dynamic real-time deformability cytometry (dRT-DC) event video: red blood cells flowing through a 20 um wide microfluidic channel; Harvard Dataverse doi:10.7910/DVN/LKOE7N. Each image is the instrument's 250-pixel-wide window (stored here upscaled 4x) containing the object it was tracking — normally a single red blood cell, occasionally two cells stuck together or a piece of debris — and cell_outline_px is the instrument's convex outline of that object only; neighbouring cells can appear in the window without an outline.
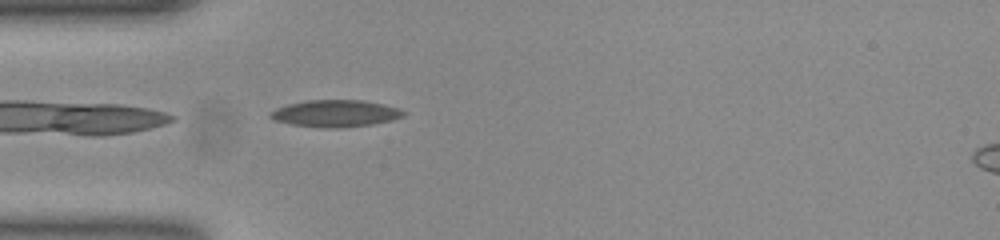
{"species": "common noctule bat (a hibernating species)", "species_latin": "Nyctalus noctula", "temperature_condition": "room temperature", "stored_images_in_passage": 38, "camera_frame_rate_fps": 3000, "um_per_image_px": 0.085, "animal": {"sex": "female", "body_mass_g": 23.0, "forearm_length_mm": 53.4}, "frame": {"image": 1, "passage_image": 1, "time_ms": 0.0, "image_size_px": [1000, 240], "cell_outline_px": [[408, 112], [404, 116], [392, 120], [372, 124], [336, 128], [328, 128], [292, 124], [276, 120], [268, 116], [268, 112], [276, 108], [288, 104], [308, 100], [364, 100], [384, 104], [400, 108]], "centroid_in_image_um": [28.55, 9.63], "position_along_channel_um": 56.4, "area_um2": 20.92}}
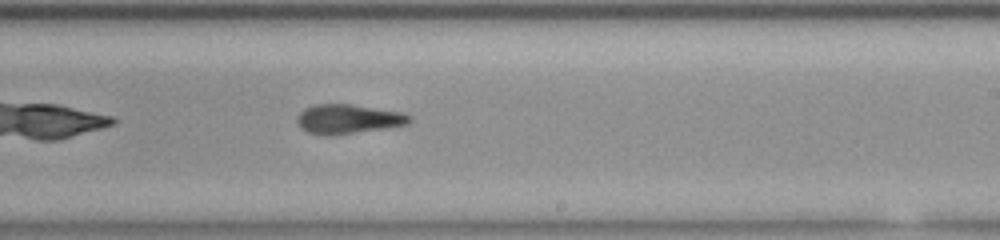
{"frame": {"image": 2, "passage_image": 17, "time_ms": 5.333, "image_size_px": [1000, 240], "cell_outline_px": [[412, 120], [408, 124], [348, 132], [308, 132], [300, 128], [296, 120], [300, 112], [304, 108], [316, 104], [352, 104], [404, 112], [412, 116]], "centroid_in_image_um": [29.63, 10.04], "position_along_channel_um": 259.4, "area_um2": 18.32}}
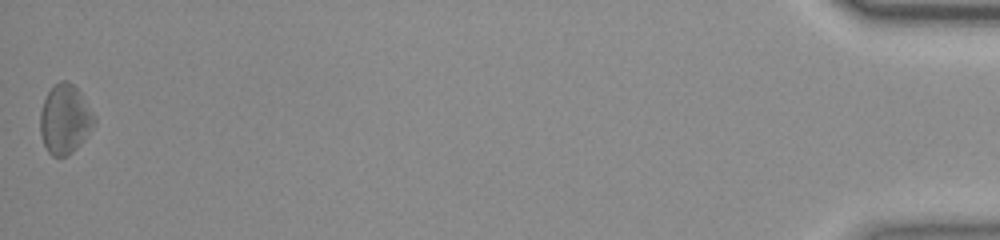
{"frame": {"image": 3, "passage_image": 38, "time_ms": 12.333, "image_size_px": [1000, 240], "cell_outline_px": [[96, 120], [72, 152], [64, 156], [52, 156], [48, 152], [44, 144], [40, 132], [40, 112], [44, 100], [48, 92], [60, 80], [68, 80], [80, 92], [96, 116]], "centroid_in_image_um": [5.49, 10.1], "position_along_channel_um": 429.7, "area_um2": 21.33}, "authors_computed_cell_mechanics": {"area_um2": 19.5364, "velocity_mm_per_s": 3.871, "shape_relaxation_time_tau1_ms": null, "shape_relaxation_time_tau2_ms": 6.0472, "deformation_change_tau1": null, "deformation_change_tau2": 0.1609}}